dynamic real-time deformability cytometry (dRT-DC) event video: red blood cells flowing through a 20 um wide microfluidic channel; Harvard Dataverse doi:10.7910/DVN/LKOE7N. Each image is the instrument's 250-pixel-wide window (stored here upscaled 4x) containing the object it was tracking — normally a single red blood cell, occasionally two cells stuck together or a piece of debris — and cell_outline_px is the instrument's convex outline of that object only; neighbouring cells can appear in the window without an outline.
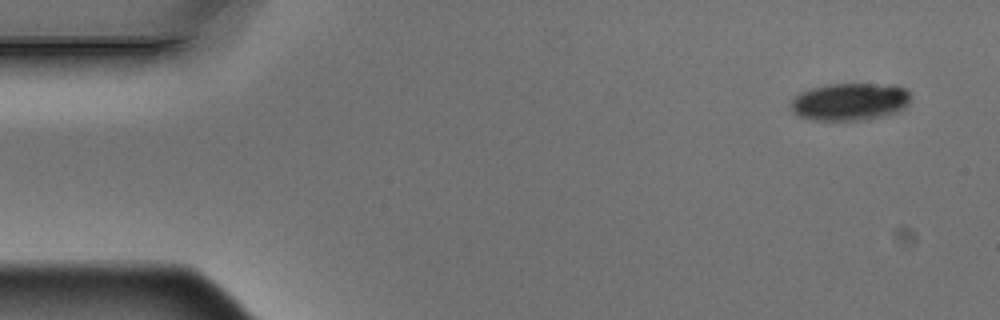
{"species": "Egyptian fruit bat (a non-hibernating species)", "species_latin": "Rousettus aegyptiacus", "temperature_condition": "warm", "stored_images_in_passage": 4, "camera_frame_rate_fps": 3000, "um_per_image_px": 0.085, "animal": {"sex": "male"}, "frame": {"image": 1, "passage_image": 1, "time_ms": 0.0, "image_size_px": [1000, 320], "cell_outline_px": [[908, 104], [904, 108], [896, 112], [880, 116], [856, 120], [816, 120], [796, 116], [792, 112], [792, 100], [800, 92], [812, 88], [828, 84], [892, 84], [908, 88]], "centroid_in_image_um": [72.23, 8.63], "position_along_channel_um": 12.8, "area_um2": 26.01}}
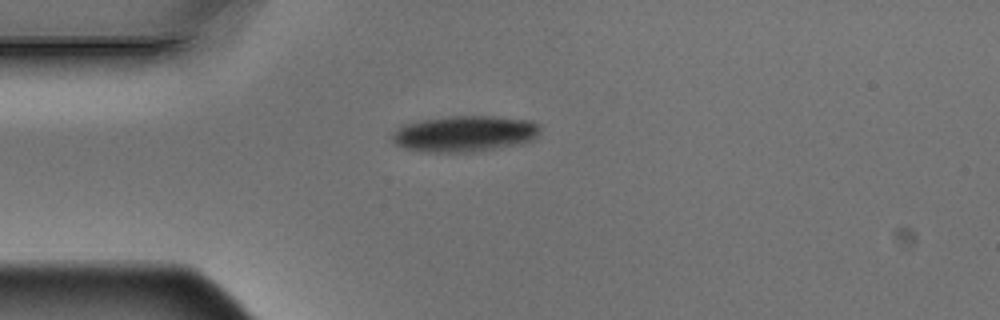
{"frame": {"image": 2, "passage_image": 4, "time_ms": 1.0, "image_size_px": [1000, 320], "cell_outline_px": [[540, 128], [536, 136], [532, 140], [520, 144], [500, 148], [476, 152], [428, 152], [404, 148], [392, 144], [392, 132], [404, 124], [424, 120], [452, 116], [492, 116], [528, 120], [540, 124]], "centroid_in_image_um": [39.48, 11.38], "position_along_channel_um": 45.5, "area_um2": 31.21}}